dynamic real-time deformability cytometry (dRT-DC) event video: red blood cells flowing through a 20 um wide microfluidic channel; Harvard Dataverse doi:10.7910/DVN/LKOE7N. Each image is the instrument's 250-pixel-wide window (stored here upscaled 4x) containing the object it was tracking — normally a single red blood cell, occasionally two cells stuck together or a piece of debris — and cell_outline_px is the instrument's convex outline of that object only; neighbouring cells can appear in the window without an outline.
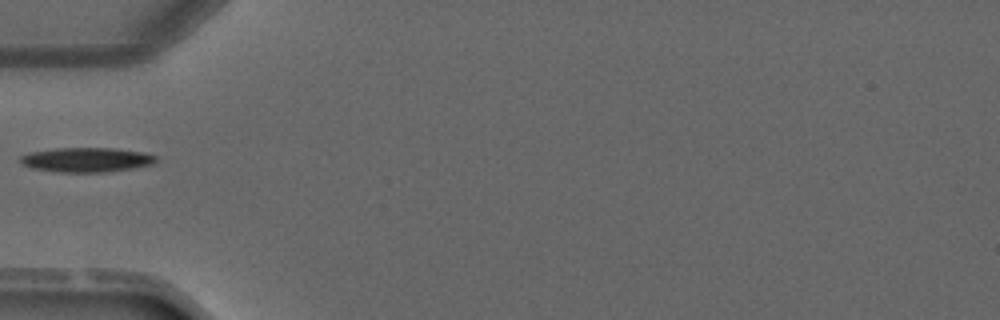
{"species": "common noctule bat (a hibernating species)", "species_latin": "Nyctalus noctula", "temperature_condition": "warm", "stored_images_in_passage": 1, "camera_frame_rate_fps": 3000, "um_per_image_px": 0.085, "animal": {"sex": "male", "forearm_length_mm": 52.5}, "frame": {"image": 1, "passage_image": 1, "time_ms": 0.0, "image_size_px": [1000, 320], "cell_outline_px": [[156, 160], [152, 164], [132, 168], [104, 172], [56, 172], [32, 168], [24, 164], [20, 160], [20, 156], [32, 152], [56, 148], [112, 148], [144, 152], [156, 156]], "centroid_in_image_um": [7.35, 13.58], "position_along_channel_um": 77.6, "area_um2": 19.19}}